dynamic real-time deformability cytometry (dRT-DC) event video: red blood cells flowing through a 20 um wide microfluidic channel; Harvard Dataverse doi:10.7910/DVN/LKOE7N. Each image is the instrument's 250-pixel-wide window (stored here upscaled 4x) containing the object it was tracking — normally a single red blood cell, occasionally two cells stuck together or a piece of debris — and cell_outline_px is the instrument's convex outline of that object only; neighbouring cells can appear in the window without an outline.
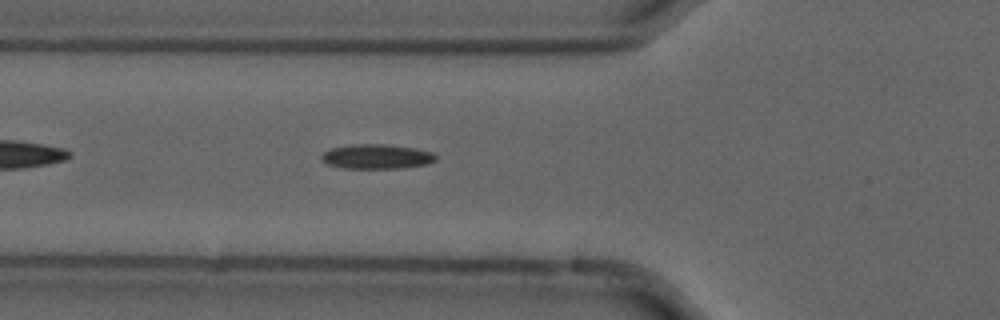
{"species": "common noctule bat (a hibernating species)", "species_latin": "Nyctalus noctula", "temperature_condition": "cold", "stored_images_in_passage": 43, "camera_frame_rate_fps": 3000, "um_per_image_px": 0.085, "animal": {"sex": "male", "forearm_length_mm": 52.5}, "frame": {"image": 1, "passage_image": 7, "time_ms": 2.0, "image_size_px": [1000, 320], "cell_outline_px": [[436, 160], [428, 164], [404, 168], [344, 168], [328, 164], [320, 160], [320, 156], [324, 152], [332, 148], [352, 144], [384, 144], [416, 148], [432, 152], [436, 156]], "centroid_in_image_um": [32.02, 13.31], "position_along_channel_um": 93.8, "area_um2": 16.47}}
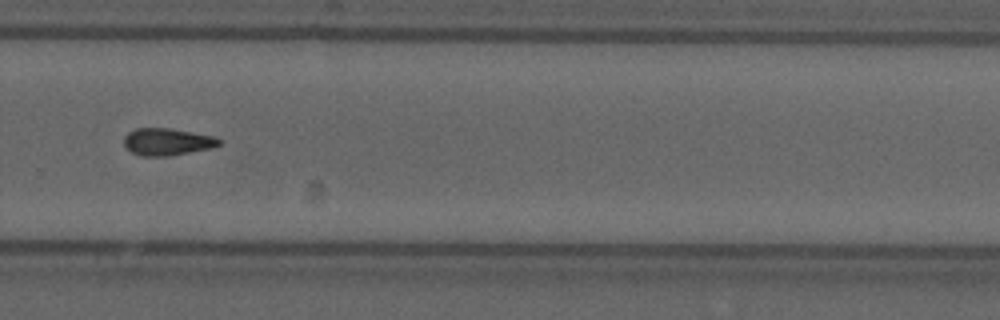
{"frame": {"image": 2, "passage_image": 25, "time_ms": 8.0, "image_size_px": [1000, 320], "cell_outline_px": [[220, 144], [216, 148], [168, 156], [140, 156], [132, 152], [124, 144], [124, 136], [128, 132], [136, 128], [168, 128], [216, 136], [220, 140]], "centroid_in_image_um": [14.25, 12.06], "position_along_channel_um": 315.6, "area_um2": 15.2}, "authors_computed_cell_mechanics": {"area_um2": 15.0858, "velocity_mm_per_s": 3.6926, "shape_relaxation_time_tau1_ms": 7.9124, "shape_relaxation_time_tau2_ms": null, "deformation_change_tau1": 0.1973, "deformation_change_tau2": null}}